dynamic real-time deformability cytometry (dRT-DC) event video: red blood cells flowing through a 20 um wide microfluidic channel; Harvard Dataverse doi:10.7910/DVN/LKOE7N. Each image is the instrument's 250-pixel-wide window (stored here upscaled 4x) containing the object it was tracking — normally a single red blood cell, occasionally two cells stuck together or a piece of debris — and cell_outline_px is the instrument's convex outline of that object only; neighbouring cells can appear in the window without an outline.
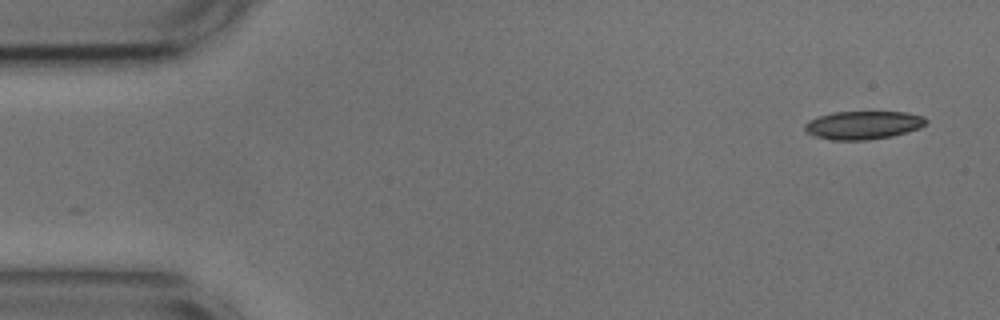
{"species": "common noctule bat (a hibernating species)", "species_latin": "Nyctalus noctula", "temperature_condition": "cold", "stored_images_in_passage": 11, "camera_frame_rate_fps": 3000, "um_per_image_px": 0.085, "animal": {"sex": "male", "body_mass_g": 17.9, "forearm_length_mm": 54.2}, "frame": {"image": 1, "passage_image": 1, "time_ms": 0.0, "image_size_px": [1000, 320], "cell_outline_px": [[928, 120], [920, 128], [892, 136], [868, 140], [832, 140], [812, 136], [804, 132], [804, 124], [808, 120], [832, 112], [908, 112], [924, 116]], "centroid_in_image_um": [73.33, 10.64], "position_along_channel_um": 11.7, "area_um2": 20.17}}
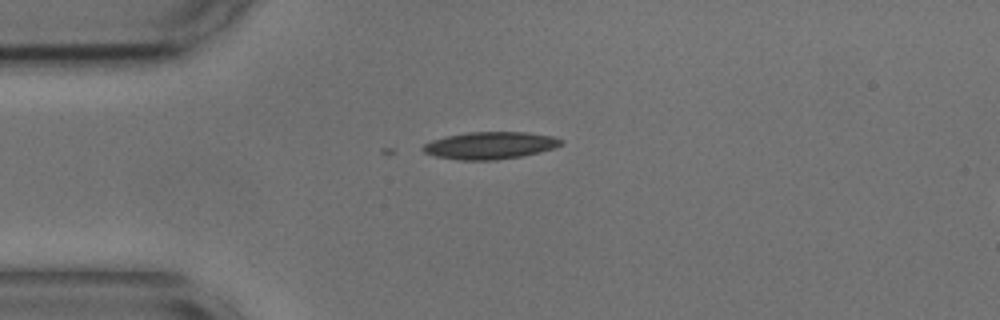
{"frame": {"image": 2, "passage_image": 11, "time_ms": 3.333, "image_size_px": [1000, 320], "cell_outline_px": [[564, 144], [556, 148], [540, 152], [520, 156], [496, 160], [460, 160], [436, 156], [424, 152], [420, 148], [424, 144], [432, 140], [448, 136], [468, 132], [528, 132], [552, 136], [564, 140]], "centroid_in_image_um": [41.7, 12.36], "position_along_channel_um": 43.3, "area_um2": 21.96}}